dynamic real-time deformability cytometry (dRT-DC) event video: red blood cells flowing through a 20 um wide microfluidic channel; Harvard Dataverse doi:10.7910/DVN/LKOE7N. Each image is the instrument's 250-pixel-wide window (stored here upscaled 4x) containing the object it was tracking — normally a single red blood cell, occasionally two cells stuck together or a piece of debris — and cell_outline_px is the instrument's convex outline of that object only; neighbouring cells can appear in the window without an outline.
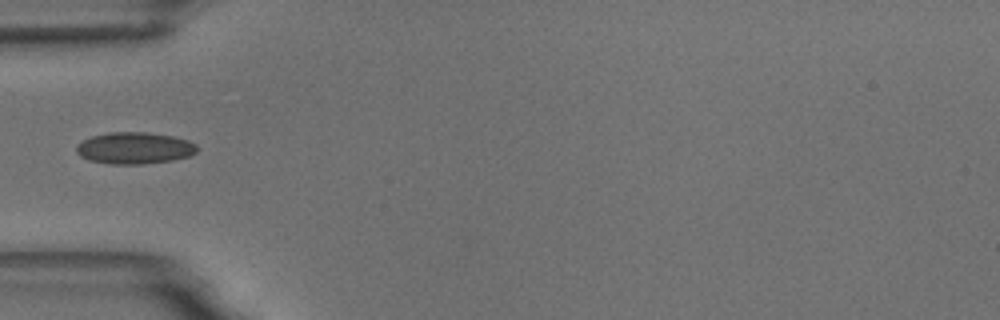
{"species": "common noctule bat (a hibernating species)", "species_latin": "Nyctalus noctula", "temperature_condition": "room temperature", "stored_images_in_passage": 38, "camera_frame_rate_fps": 3000, "um_per_image_px": 0.085, "animal": {"sex": "male", "body_mass_g": 18.8}, "frame": {"image": 1, "passage_image": 1, "time_ms": 0.0, "image_size_px": [1000, 320], "cell_outline_px": [[200, 148], [196, 152], [188, 156], [172, 160], [144, 164], [112, 164], [88, 160], [80, 156], [76, 152], [76, 144], [92, 136], [108, 132], [148, 132], [172, 136], [188, 140], [196, 144]], "centroid_in_image_um": [11.43, 12.58], "position_along_channel_um": 73.6, "area_um2": 22.43}}
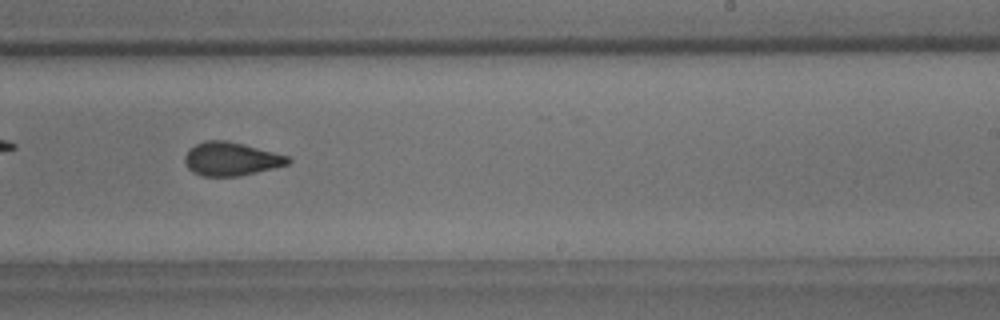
{"frame": {"image": 2, "passage_image": 17, "time_ms": 5.333, "image_size_px": [1000, 320], "cell_outline_px": [[292, 160], [288, 164], [256, 172], [236, 176], [204, 176], [192, 172], [188, 168], [184, 160], [184, 156], [188, 148], [204, 140], [228, 140], [244, 144], [288, 156]], "centroid_in_image_um": [19.6, 13.49], "position_along_channel_um": 269.4, "area_um2": 20.11}}